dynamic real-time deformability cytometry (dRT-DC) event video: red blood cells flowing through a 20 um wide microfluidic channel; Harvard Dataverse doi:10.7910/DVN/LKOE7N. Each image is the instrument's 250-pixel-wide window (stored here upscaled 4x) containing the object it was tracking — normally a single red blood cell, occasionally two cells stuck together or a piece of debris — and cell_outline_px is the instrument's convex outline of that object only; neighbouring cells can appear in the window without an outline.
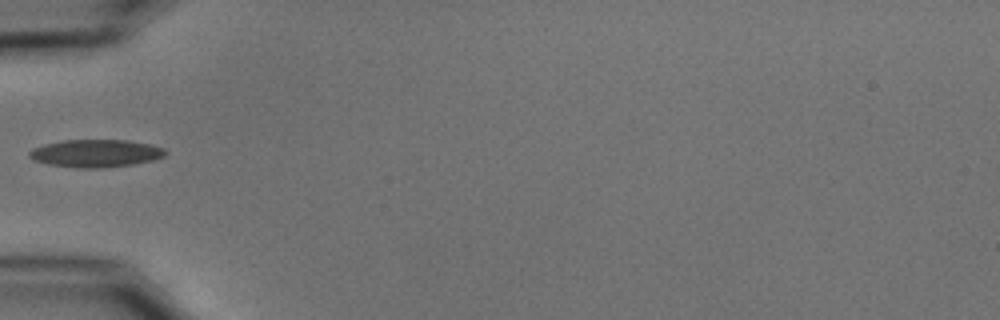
{"species": "common noctule bat (a hibernating species)", "species_latin": "Nyctalus noctula", "temperature_condition": "cold", "stored_images_in_passage": 11, "camera_frame_rate_fps": 3000, "um_per_image_px": 0.085, "animal": {"sex": "male", "body_mass_g": 15.6}, "frame": {"image": 1, "passage_image": 1, "time_ms": 0.0, "image_size_px": [1000, 320], "cell_outline_px": [[168, 152], [164, 156], [152, 160], [132, 164], [100, 168], [76, 168], [48, 164], [36, 160], [28, 156], [28, 152], [32, 148], [44, 144], [64, 140], [128, 140], [148, 144], [164, 148]], "centroid_in_image_um": [8.12, 13.03], "position_along_channel_um": 76.9, "area_um2": 21.85}}